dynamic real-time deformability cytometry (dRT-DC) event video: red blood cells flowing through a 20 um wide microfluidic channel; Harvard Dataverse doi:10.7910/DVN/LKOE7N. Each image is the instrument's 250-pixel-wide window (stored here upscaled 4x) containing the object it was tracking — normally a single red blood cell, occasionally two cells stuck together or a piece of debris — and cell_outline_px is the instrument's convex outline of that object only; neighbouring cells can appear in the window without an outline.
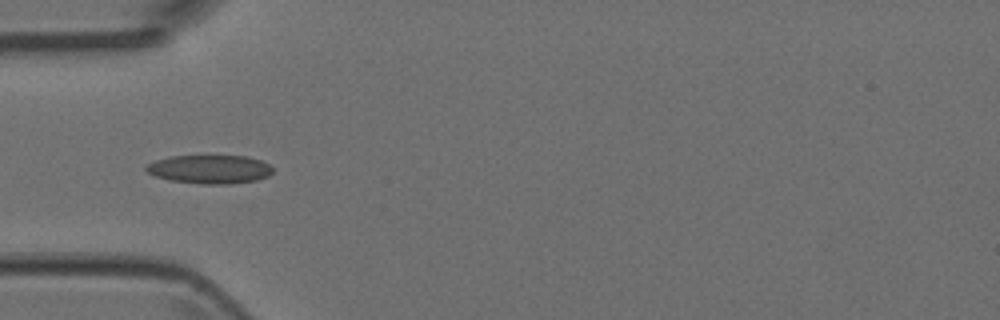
{"species": "Egyptian fruit bat (a non-hibernating species)", "species_latin": "Rousettus aegyptiacus", "temperature_condition": "room temperature", "stored_images_in_passage": 7, "camera_frame_rate_fps": 3000, "um_per_image_px": 0.085, "animal": {"sex": "female"}, "frame": {"image": 1, "passage_image": 4, "time_ms": 1.0, "image_size_px": [1000, 320], "cell_outline_px": [[272, 172], [268, 176], [256, 180], [228, 184], [200, 184], [168, 180], [156, 176], [148, 172], [144, 168], [148, 164], [156, 160], [168, 156], [248, 156], [260, 160], [268, 164], [272, 168]], "centroid_in_image_um": [17.81, 14.39], "position_along_channel_um": 67.2, "area_um2": 21.1}}
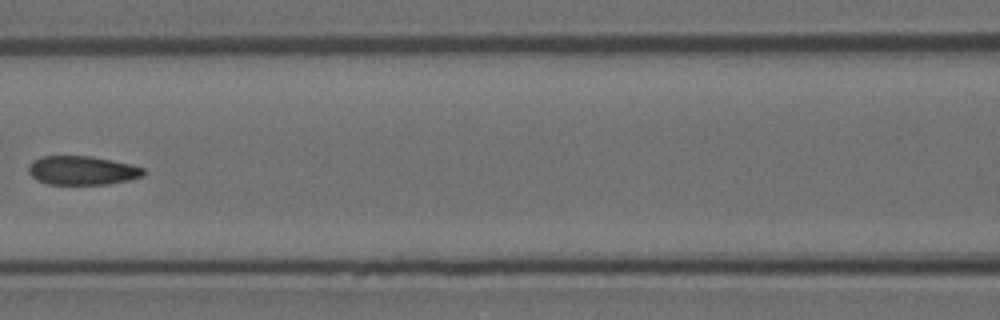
{"frame": {"image": 2, "passage_image": 6, "time_ms": 1.667, "image_size_px": [1000, 320], "cell_outline_px": [[144, 176], [128, 180], [108, 184], [48, 184], [36, 180], [28, 172], [28, 168], [32, 160], [40, 156], [92, 156], [112, 160], [144, 168]], "centroid_in_image_um": [6.95, 14.48], "position_along_channel_um": 159.6, "area_um2": 19.36}}
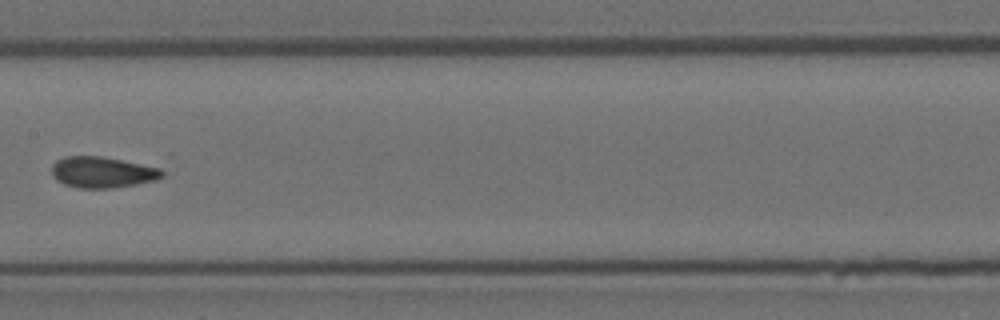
{"frame": {"image": 3, "passage_image": 7, "time_ms": 2.0, "image_size_px": [1000, 320], "cell_outline_px": [[164, 176], [156, 180], [136, 184], [112, 188], [76, 188], [64, 184], [56, 180], [52, 176], [52, 164], [56, 160], [64, 156], [100, 156], [160, 168], [164, 172]], "centroid_in_image_um": [8.66, 14.65], "position_along_channel_um": 198.7, "area_um2": 20.0}}